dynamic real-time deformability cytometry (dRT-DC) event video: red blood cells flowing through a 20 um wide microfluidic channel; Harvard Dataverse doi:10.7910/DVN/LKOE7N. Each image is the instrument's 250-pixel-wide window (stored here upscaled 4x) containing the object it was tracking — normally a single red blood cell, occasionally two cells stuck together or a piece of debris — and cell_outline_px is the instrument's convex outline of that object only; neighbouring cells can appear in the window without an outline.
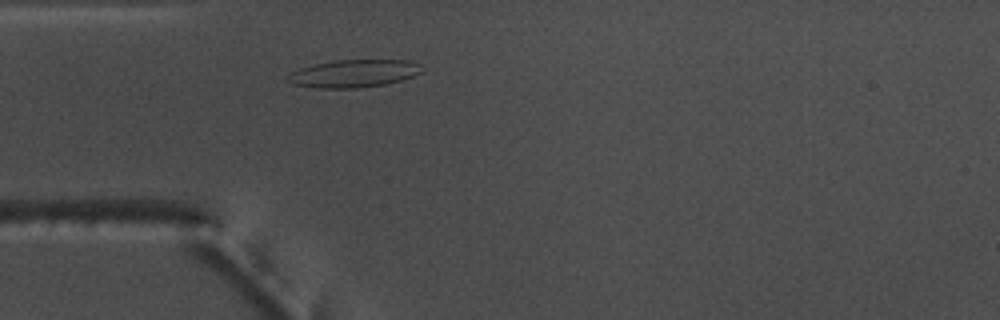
{"species": "common noctule bat (a hibernating species)", "species_latin": "Nyctalus noctula", "temperature_condition": "warm", "stored_images_in_passage": 32, "camera_frame_rate_fps": 3000, "um_per_image_px": 0.085, "animal": {"sex": "male", "body_mass_g": 17.5, "forearm_length_mm": 52.3}, "frame": {"image": 1, "passage_image": 2, "time_ms": 0.333, "image_size_px": [1000, 320], "cell_outline_px": [[424, 72], [400, 80], [384, 84], [356, 88], [316, 88], [292, 84], [284, 80], [292, 72], [300, 68], [316, 64], [336, 60], [408, 60], [420, 64]], "centroid_in_image_um": [30.06, 6.25], "position_along_channel_um": 54.9, "area_um2": 21.56}}
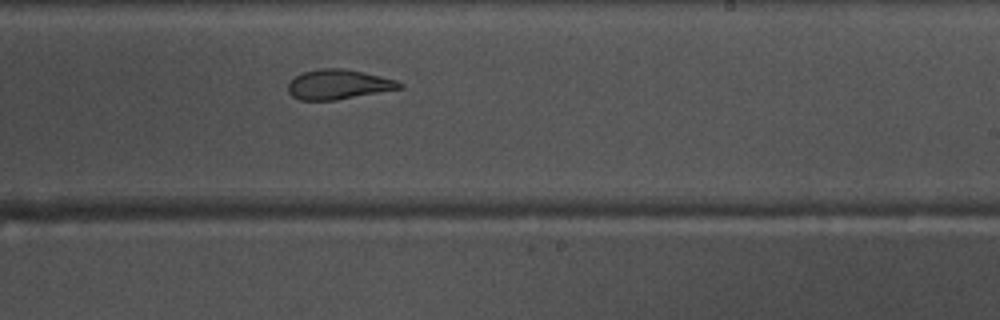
{"frame": {"image": 2, "passage_image": 19, "time_ms": 6.0, "image_size_px": [1000, 320], "cell_outline_px": [[404, 88], [336, 100], [300, 100], [292, 96], [288, 92], [288, 84], [296, 76], [304, 72], [320, 68], [348, 68], [396, 80], [404, 84]], "centroid_in_image_um": [28.79, 7.17], "position_along_channel_um": 260.2, "area_um2": 19.42}}
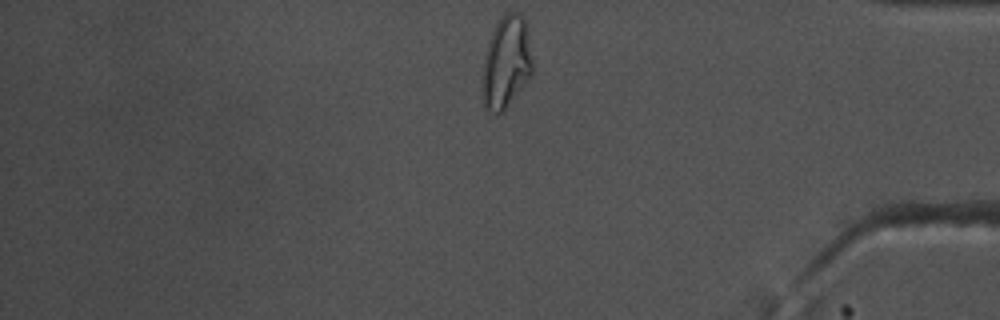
{"frame": {"image": 3, "passage_image": 32, "time_ms": 10.333, "image_size_px": [1000, 320], "cell_outline_px": [[532, 72], [504, 112], [496, 116], [484, 104], [480, 88], [484, 56], [488, 40], [500, 16], [504, 12], [520, 12], [524, 16], [528, 28], [532, 60]], "centroid_in_image_um": [43.01, 5.28], "position_along_channel_um": 392.2, "area_um2": 27.51}, "authors_computed_cell_mechanics": {"area_um2": 19.8543, "velocity_mm_per_s": 3.7077, "shape_relaxation_time_tau1_ms": 9.2313, "shape_relaxation_time_tau2_ms": 3.0307, "deformation_change_tau1": 0.2832, "deformation_change_tau2": 0.1134}}